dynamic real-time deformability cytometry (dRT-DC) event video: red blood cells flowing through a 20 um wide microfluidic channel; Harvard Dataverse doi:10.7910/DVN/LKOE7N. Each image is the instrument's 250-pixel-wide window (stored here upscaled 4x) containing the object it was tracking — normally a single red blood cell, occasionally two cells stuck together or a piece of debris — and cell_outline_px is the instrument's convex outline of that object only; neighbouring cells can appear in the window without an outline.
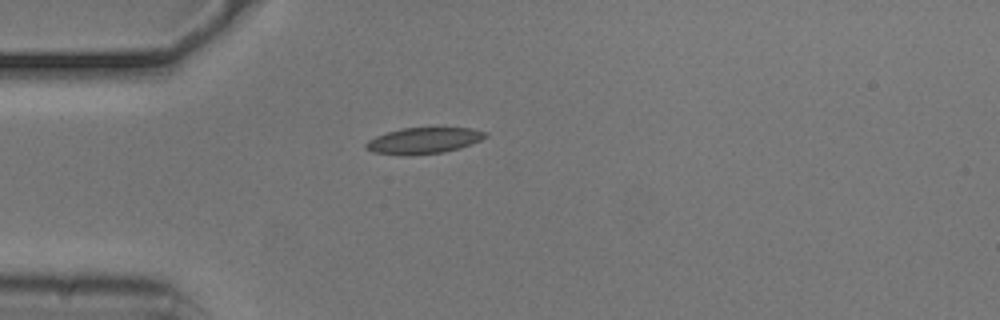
{"species": "common noctule bat (a hibernating species)", "species_latin": "Nyctalus noctula", "temperature_condition": "cold", "stored_images_in_passage": 41, "camera_frame_rate_fps": 3000, "um_per_image_px": 0.085, "animal": {"sex": "male", "body_mass_g": 20.5, "forearm_length_mm": 52.5}, "frame": {"image": 1, "passage_image": 1, "time_ms": 0.0, "image_size_px": [1000, 320], "cell_outline_px": [[488, 136], [480, 140], [460, 148], [444, 152], [412, 156], [408, 156], [372, 152], [364, 148], [364, 144], [368, 140], [376, 136], [400, 128], [472, 128], [488, 132]], "centroid_in_image_um": [35.99, 11.96], "position_along_channel_um": 49.0, "area_um2": 18.38}}
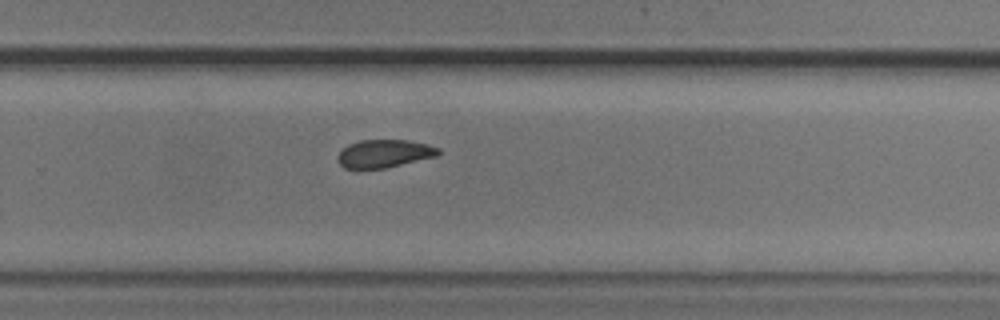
{"frame": {"image": 2, "passage_image": 22, "time_ms": 7.0, "image_size_px": [1000, 320], "cell_outline_px": [[440, 152], [436, 156], [384, 168], [360, 172], [344, 168], [336, 160], [336, 156], [348, 144], [360, 140], [408, 140], [428, 144], [440, 148]], "centroid_in_image_um": [32.58, 13.09], "position_along_channel_um": 297.2, "area_um2": 16.88}}
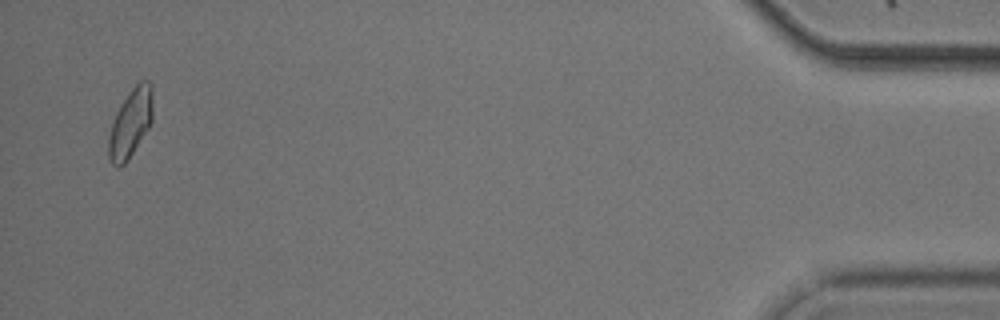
{"frame": {"image": 3, "passage_image": 39, "time_ms": 12.667, "image_size_px": [1000, 320], "cell_outline_px": [[152, 120], [148, 128], [128, 160], [120, 168], [116, 168], [112, 164], [108, 156], [108, 136], [116, 112], [120, 104], [132, 88], [140, 80], [148, 80], [152, 84]], "centroid_in_image_um": [11.08, 10.47], "position_along_channel_um": 424.1, "area_um2": 17.69}, "authors_computed_cell_mechanics": {"area_um2": 17.3978, "velocity_mm_per_s": 3.7232, "shape_relaxation_time_tau1_ms": 6.5203, "shape_relaxation_time_tau2_ms": 3.6979, "deformation_change_tau1": 0.1061, "deformation_change_tau2": 0.0872}}